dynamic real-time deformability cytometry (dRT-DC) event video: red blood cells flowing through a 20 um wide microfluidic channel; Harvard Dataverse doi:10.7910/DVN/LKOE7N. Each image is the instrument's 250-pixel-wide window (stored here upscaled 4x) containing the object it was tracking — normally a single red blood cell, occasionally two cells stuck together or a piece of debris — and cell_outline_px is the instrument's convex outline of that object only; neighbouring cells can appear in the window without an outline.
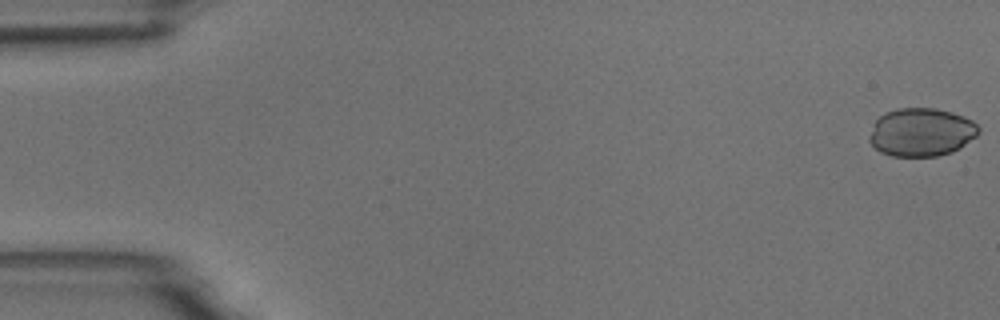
{"species": "common noctule bat (a hibernating species)", "species_latin": "Nyctalus noctula", "temperature_condition": "room temperature", "stored_images_in_passage": 5, "camera_frame_rate_fps": 3000, "um_per_image_px": 0.085, "animal": {"sex": "male", "body_mass_g": 18.8}, "frame": {"image": 1, "passage_image": 1, "time_ms": 0.0, "image_size_px": [1000, 320], "cell_outline_px": [[980, 132], [976, 136], [960, 148], [952, 152], [936, 156], [892, 156], [880, 152], [868, 140], [868, 136], [876, 120], [884, 112], [896, 108], [936, 108], [952, 112], [964, 116], [972, 120], [980, 128]], "centroid_in_image_um": [78.31, 11.23], "position_along_channel_um": 6.7, "area_um2": 30.92}}
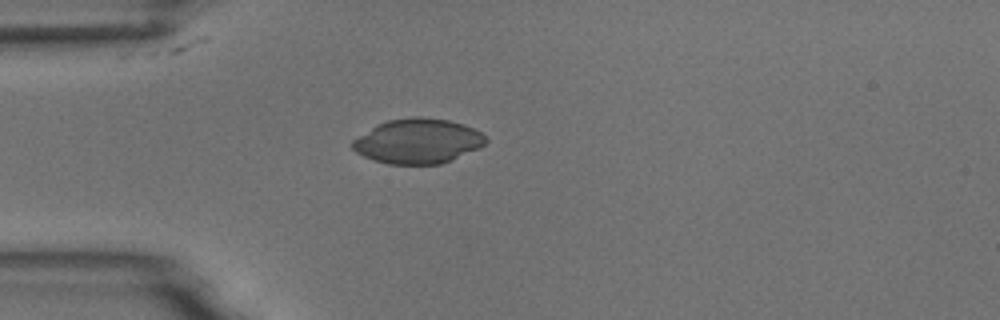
{"frame": {"image": 2, "passage_image": 5, "time_ms": 4.667, "image_size_px": [1000, 320], "cell_outline_px": [[488, 140], [480, 148], [452, 160], [440, 164], [388, 164], [372, 160], [356, 152], [348, 144], [352, 140], [376, 124], [388, 120], [416, 116], [420, 116], [448, 120], [464, 124], [480, 132]], "centroid_in_image_um": [35.49, 12.0], "position_along_channel_um": 49.5, "area_um2": 35.03}}